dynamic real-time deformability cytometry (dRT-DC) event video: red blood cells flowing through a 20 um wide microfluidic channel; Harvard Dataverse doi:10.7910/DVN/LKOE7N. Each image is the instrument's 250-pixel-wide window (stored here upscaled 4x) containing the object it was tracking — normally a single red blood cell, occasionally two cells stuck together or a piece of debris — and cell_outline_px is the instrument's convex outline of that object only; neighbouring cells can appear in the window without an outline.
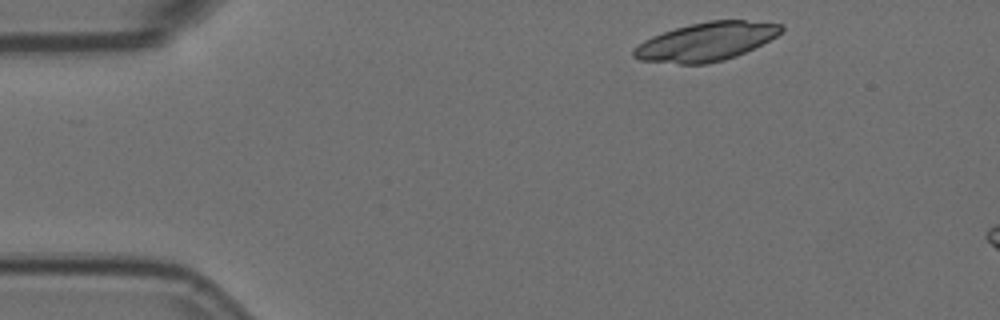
{"species": "Egyptian fruit bat (a non-hibernating species)", "species_latin": "Rousettus aegyptiacus", "temperature_condition": "room temperature", "stored_images_in_passage": 3, "camera_frame_rate_fps": 3000, "um_per_image_px": 0.085, "animal": {"sex": "female"}, "frame": {"image": 1, "passage_image": 1, "time_ms": 0.0, "image_size_px": [1000, 320], "cell_outline_px": [[784, 28], [776, 36], [736, 56], [724, 60], [708, 64], [680, 64], [640, 60], [632, 56], [632, 52], [644, 40], [652, 36], [676, 28], [708, 20], [744, 20], [784, 24]], "centroid_in_image_um": [60.02, 3.54], "position_along_channel_um": 25.0, "area_um2": 32.71}}